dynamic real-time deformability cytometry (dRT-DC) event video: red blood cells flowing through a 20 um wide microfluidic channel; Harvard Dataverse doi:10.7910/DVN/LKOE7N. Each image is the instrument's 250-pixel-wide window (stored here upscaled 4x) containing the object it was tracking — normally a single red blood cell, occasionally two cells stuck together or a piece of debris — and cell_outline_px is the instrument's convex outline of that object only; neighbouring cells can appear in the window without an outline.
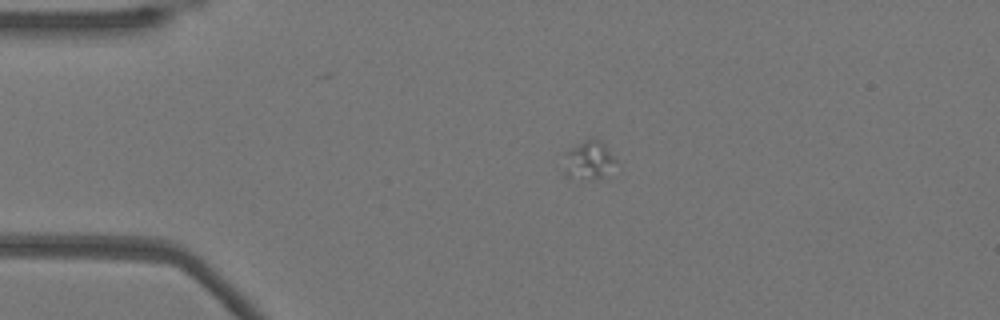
{"species": "Egyptian fruit bat (a non-hibernating species)", "species_latin": "Rousettus aegyptiacus", "temperature_condition": "warm", "stored_images_in_passage": 24, "camera_frame_rate_fps": 3000, "um_per_image_px": 0.085, "animal": {"sex": "female"}, "frame": {"image": 1, "passage_image": 1, "time_ms": 0.0, "image_size_px": [1000, 320], "cell_outline_px": [[616, 160], [600, 176], [592, 180], [580, 180], [564, 176], [564, 152], [588, 136], [592, 136], [604, 144]], "centroid_in_image_um": [49.92, 13.58], "position_along_channel_um": 35.1, "area_um2": 11.68}}